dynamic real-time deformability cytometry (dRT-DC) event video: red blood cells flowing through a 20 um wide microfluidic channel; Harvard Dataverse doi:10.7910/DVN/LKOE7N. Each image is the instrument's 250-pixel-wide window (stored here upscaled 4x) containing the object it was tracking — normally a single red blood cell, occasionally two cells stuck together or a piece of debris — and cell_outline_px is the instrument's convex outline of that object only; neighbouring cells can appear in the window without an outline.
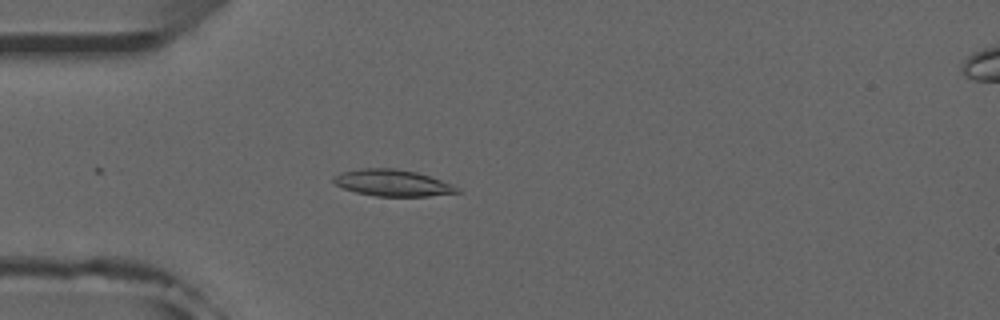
{"species": "common noctule bat (a hibernating species)", "species_latin": "Nyctalus noctula", "temperature_condition": "room temperature", "stored_images_in_passage": 9, "camera_frame_rate_fps": 3000, "um_per_image_px": 0.085, "animal": {"sex": "male", "forearm_length_mm": 52.5}, "frame": {"image": 1, "passage_image": 1, "time_ms": 0.0, "image_size_px": [1000, 320], "cell_outline_px": [[460, 192], [428, 196], [376, 196], [356, 192], [344, 188], [336, 184], [332, 180], [332, 176], [340, 172], [360, 168], [392, 168], [416, 172], [452, 184]], "centroid_in_image_um": [33.3, 15.54], "position_along_channel_um": 51.7, "area_um2": 18.9}}
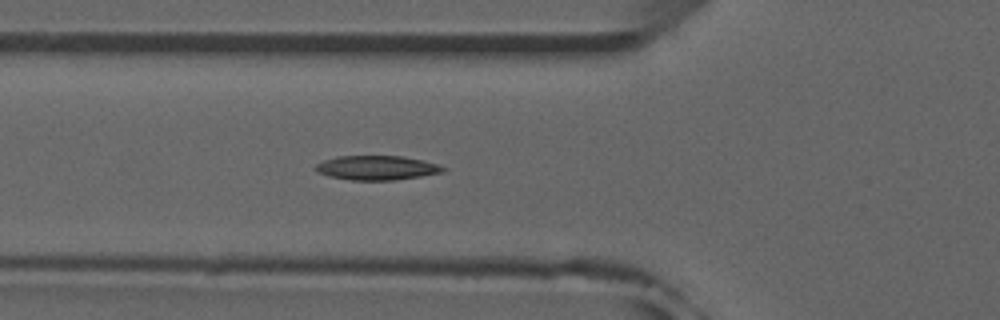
{"frame": {"image": 2, "passage_image": 5, "time_ms": 1.333, "image_size_px": [1000, 320], "cell_outline_px": [[448, 168], [444, 172], [420, 176], [392, 180], [352, 180], [328, 176], [316, 172], [312, 168], [316, 164], [324, 160], [336, 156], [400, 156], [420, 160], [436, 164]], "centroid_in_image_um": [31.97, 14.26], "position_along_channel_um": 93.8, "area_um2": 18.03}}